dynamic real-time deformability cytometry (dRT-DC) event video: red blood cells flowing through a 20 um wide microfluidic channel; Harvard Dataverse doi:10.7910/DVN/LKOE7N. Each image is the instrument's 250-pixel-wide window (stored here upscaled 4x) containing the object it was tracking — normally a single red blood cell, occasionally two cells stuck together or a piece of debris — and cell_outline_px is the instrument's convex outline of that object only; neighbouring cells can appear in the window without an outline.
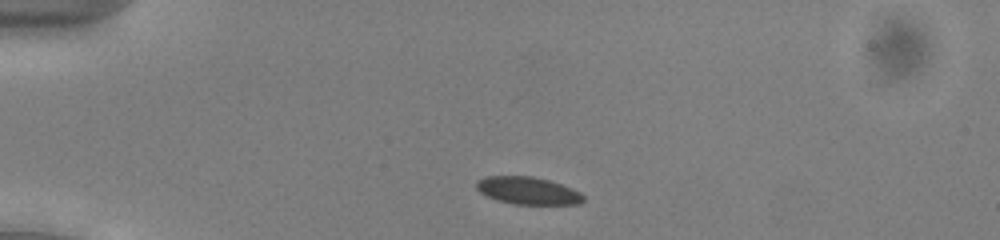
{"species": "common noctule bat (a hibernating species)", "species_latin": "Nyctalus noctula", "temperature_condition": "cold", "stored_images_in_passage": 43, "camera_frame_rate_fps": 3000, "um_per_image_px": 0.085, "animal": {"sex": "male", "body_mass_g": 13.0, "forearm_length_mm": 53.1}, "frame": {"image": 1, "passage_image": 3, "time_ms": 0.667, "image_size_px": [1000, 240], "cell_outline_px": [[584, 200], [580, 204], [512, 204], [496, 200], [480, 192], [476, 188], [476, 180], [484, 176], [532, 176], [548, 180], [572, 188], [580, 192], [584, 196]], "centroid_in_image_um": [44.85, 16.2], "position_along_channel_um": 40.2, "area_um2": 17.17}}
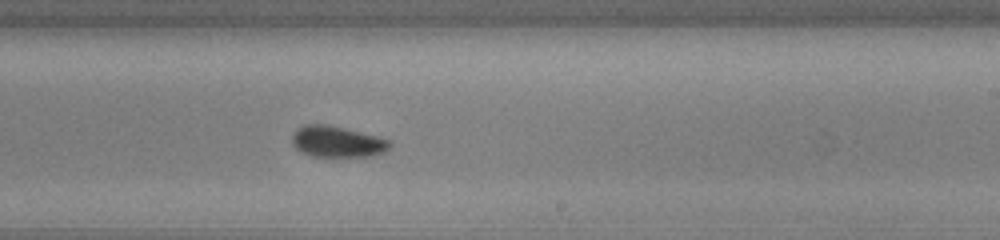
{"frame": {"image": 2, "passage_image": 23, "time_ms": 7.333, "image_size_px": [1000, 240], "cell_outline_px": [[392, 144], [384, 152], [372, 156], [312, 156], [300, 152], [292, 144], [292, 136], [296, 128], [304, 124], [324, 124], [344, 128], [392, 140]], "centroid_in_image_um": [28.64, 12.04], "position_along_channel_um": 260.4, "area_um2": 17.74}}
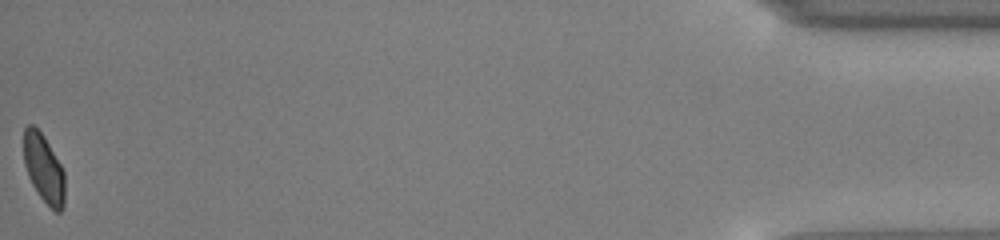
{"frame": {"image": 3, "passage_image": 43, "time_ms": 14.0, "image_size_px": [1000, 240], "cell_outline_px": [[64, 208], [60, 212], [56, 212], [40, 196], [32, 184], [28, 176], [24, 164], [24, 128], [28, 124], [32, 124], [44, 136], [60, 164], [64, 172]], "centroid_in_image_um": [3.71, 14.32], "position_along_channel_um": 431.5, "area_um2": 16.18}, "authors_computed_cell_mechanics": {"area_um2": 17.8024, "velocity_mm_per_s": 3.9348, "shape_relaxation_time_tau1_ms": 2.205, "shape_relaxation_time_tau2_ms": 3.4742, "deformation_change_tau1": 0.0704, "deformation_change_tau2": 0.0573}}